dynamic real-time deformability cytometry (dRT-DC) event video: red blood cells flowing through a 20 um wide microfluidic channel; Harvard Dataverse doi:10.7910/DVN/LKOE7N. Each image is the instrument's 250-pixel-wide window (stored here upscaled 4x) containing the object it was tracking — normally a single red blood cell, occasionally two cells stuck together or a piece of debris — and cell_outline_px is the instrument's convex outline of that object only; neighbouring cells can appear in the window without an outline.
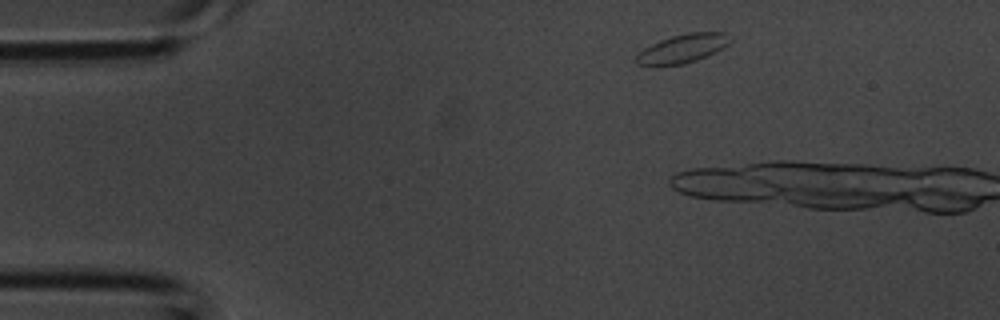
{"species": "common noctule bat (a hibernating species)", "species_latin": "Nyctalus noctula", "temperature_condition": "room temperature", "stored_images_in_passage": 2, "camera_frame_rate_fps": 3000, "um_per_image_px": 0.085, "animal": {"sex": "male", "body_mass_g": 20.1, "forearm_length_mm": 53.5}, "frame": {"image": 1, "passage_image": 1, "time_ms": 0.0, "image_size_px": [1000, 320], "cell_outline_px": [[732, 40], [728, 44], [716, 52], [696, 60], [684, 64], [636, 64], [632, 60], [644, 48], [660, 40], [672, 36], [688, 32], [724, 32]], "centroid_in_image_um": [58.03, 4.11], "position_along_channel_um": 27.0, "area_um2": 15.43}}